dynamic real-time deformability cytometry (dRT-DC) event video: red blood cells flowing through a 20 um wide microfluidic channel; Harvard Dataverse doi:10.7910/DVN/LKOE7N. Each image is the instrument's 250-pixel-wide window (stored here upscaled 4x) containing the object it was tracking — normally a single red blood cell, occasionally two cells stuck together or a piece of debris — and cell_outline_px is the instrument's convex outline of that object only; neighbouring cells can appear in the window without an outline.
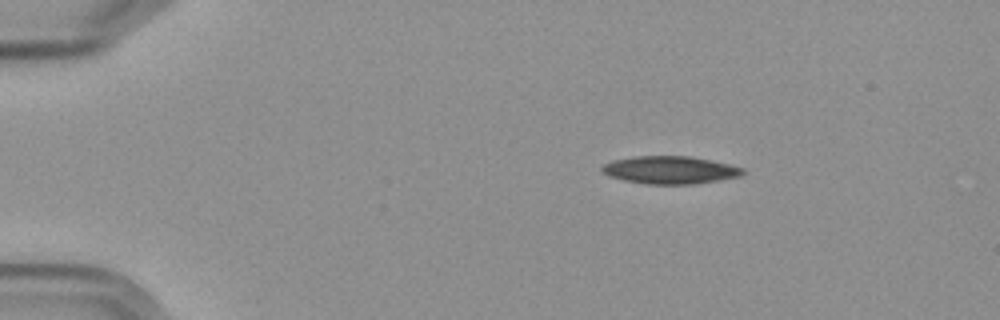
{"species": "Egyptian fruit bat (a non-hibernating species)", "species_latin": "Rousettus aegyptiacus", "temperature_condition": "cold", "stored_images_in_passage": 4, "segment_of_instrument_passage": [1, 2], "camera_frame_rate_fps": 3000, "um_per_image_px": 0.085, "frame": {"image": 1, "passage_image": 1, "time_ms": 0.0, "image_size_px": [1000, 320], "cell_outline_px": [[744, 172], [740, 176], [692, 184], [648, 184], [624, 180], [608, 176], [600, 168], [604, 164], [612, 160], [636, 156], [688, 156], [728, 164], [744, 168]], "centroid_in_image_um": [56.91, 14.44], "position_along_channel_um": 28.1, "area_um2": 22.43}}